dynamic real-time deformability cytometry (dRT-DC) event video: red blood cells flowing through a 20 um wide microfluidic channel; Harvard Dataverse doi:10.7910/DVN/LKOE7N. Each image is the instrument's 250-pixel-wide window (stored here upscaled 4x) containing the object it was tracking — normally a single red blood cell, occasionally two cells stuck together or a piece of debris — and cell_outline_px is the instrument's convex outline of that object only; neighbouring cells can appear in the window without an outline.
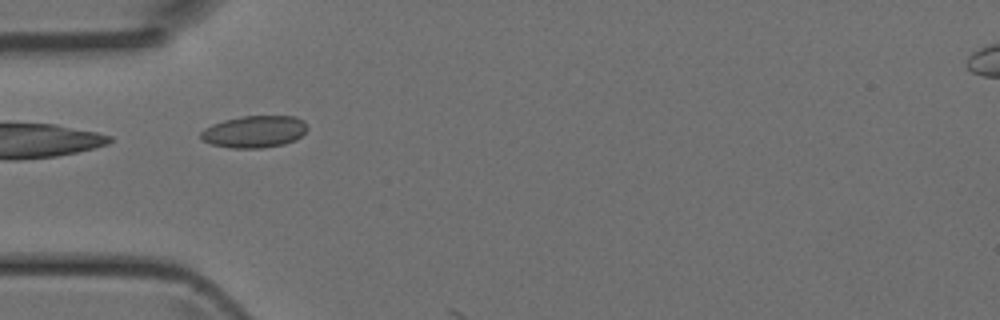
{"species": "Egyptian fruit bat (a non-hibernating species)", "species_latin": "Rousettus aegyptiacus", "temperature_condition": "room temperature", "stored_images_in_passage": 2, "camera_frame_rate_fps": 3000, "um_per_image_px": 0.085, "animal": {"sex": "female"}, "frame": {"image": 1, "passage_image": 2, "time_ms": 0.333, "image_size_px": [1000, 320], "cell_outline_px": [[308, 128], [296, 140], [284, 144], [264, 148], [232, 148], [212, 144], [204, 140], [200, 136], [200, 132], [204, 128], [212, 124], [224, 120], [244, 116], [292, 116], [304, 120]], "centroid_in_image_um": [21.63, 11.19], "position_along_channel_um": 63.4, "area_um2": 19.83}}